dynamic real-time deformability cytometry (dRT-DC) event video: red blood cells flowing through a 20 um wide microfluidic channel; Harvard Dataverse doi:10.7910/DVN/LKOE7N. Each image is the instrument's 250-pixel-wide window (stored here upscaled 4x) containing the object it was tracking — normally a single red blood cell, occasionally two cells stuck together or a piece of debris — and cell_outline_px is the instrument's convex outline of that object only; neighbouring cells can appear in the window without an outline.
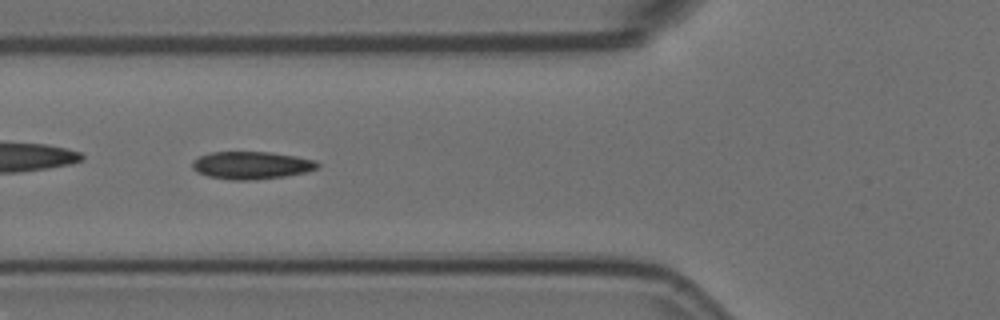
{"species": "Egyptian fruit bat (a non-hibernating species)", "species_latin": "Rousettus aegyptiacus", "temperature_condition": "room temperature", "stored_images_in_passage": 9, "camera_frame_rate_fps": 3000, "um_per_image_px": 0.085, "animal": {"sex": "female"}, "frame": {"image": 1, "passage_image": 6, "time_ms": 1.667, "image_size_px": [1000, 320], "cell_outline_px": [[320, 164], [316, 168], [308, 172], [284, 176], [252, 180], [228, 180], [208, 176], [196, 172], [192, 168], [192, 160], [200, 156], [212, 152], [268, 152], [296, 156], [316, 160]], "centroid_in_image_um": [21.36, 14.05], "position_along_channel_um": 104.4, "area_um2": 20.23}}
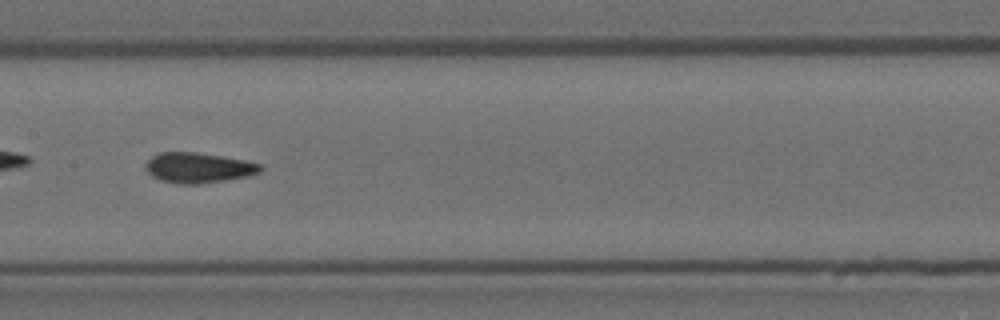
{"frame": {"image": 2, "passage_image": 8, "time_ms": 2.333, "image_size_px": [1000, 320], "cell_outline_px": [[264, 168], [260, 172], [248, 176], [200, 184], [180, 184], [160, 180], [152, 176], [144, 168], [144, 164], [152, 156], [160, 152], [196, 152], [244, 160], [260, 164]], "centroid_in_image_um": [16.83, 14.26], "position_along_channel_um": 190.6, "area_um2": 20.23}}
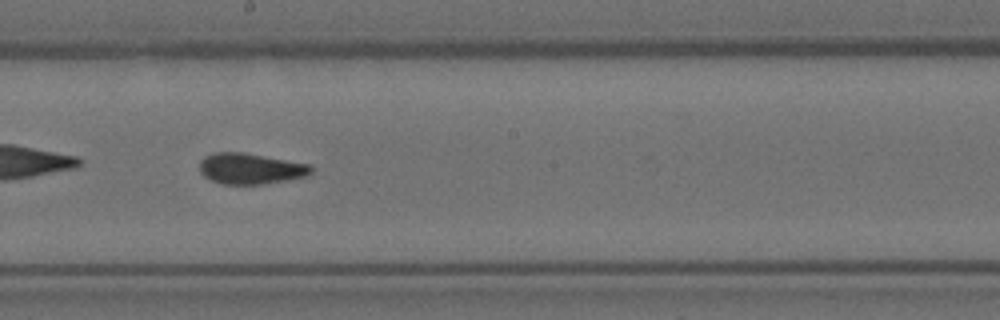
{"frame": {"image": 3, "passage_image": 9, "time_ms": 2.667, "image_size_px": [1000, 320], "cell_outline_px": [[312, 172], [308, 176], [288, 180], [264, 184], [224, 184], [212, 180], [204, 176], [200, 172], [200, 160], [204, 156], [212, 152], [244, 152], [308, 164], [312, 168]], "centroid_in_image_um": [21.28, 14.33], "position_along_channel_um": 226.9, "area_um2": 20.11}}